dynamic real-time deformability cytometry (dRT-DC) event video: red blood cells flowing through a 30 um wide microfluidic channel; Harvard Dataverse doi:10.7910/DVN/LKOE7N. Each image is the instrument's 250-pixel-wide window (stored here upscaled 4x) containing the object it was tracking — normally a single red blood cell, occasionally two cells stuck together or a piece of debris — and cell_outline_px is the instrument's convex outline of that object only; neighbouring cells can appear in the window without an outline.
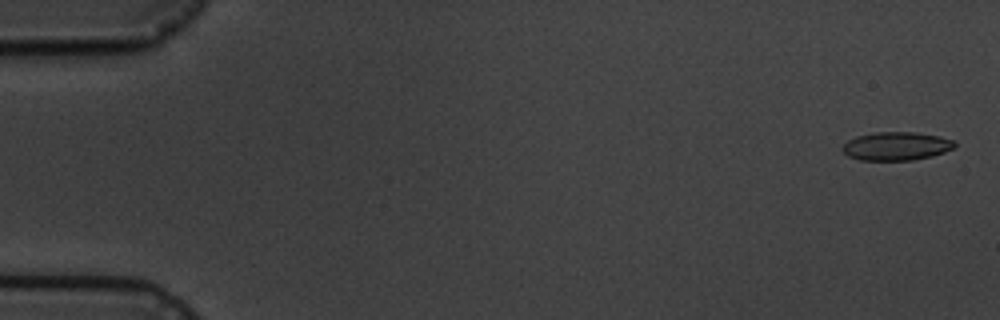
{"species": "common noctule bat (a hibernating species)", "species_latin": "Nyctalus noctula", "temperature_condition": "cold", "stored_images_in_passage": 9, "camera_frame_rate_fps": 3000, "um_per_image_px": 0.085, "animal": {"sex": "male", "body_mass_g": 19.5, "forearm_length_mm": 54.6}, "frame": {"image": 1, "passage_image": 1, "time_ms": 0.0, "image_size_px": [1000, 320], "cell_outline_px": [[956, 148], [932, 156], [912, 160], [860, 160], [848, 156], [840, 148], [848, 140], [856, 136], [876, 132], [916, 132], [940, 136], [956, 140]], "centroid_in_image_um": [76.22, 12.41], "position_along_channel_um": 8.8, "area_um2": 18.79}}
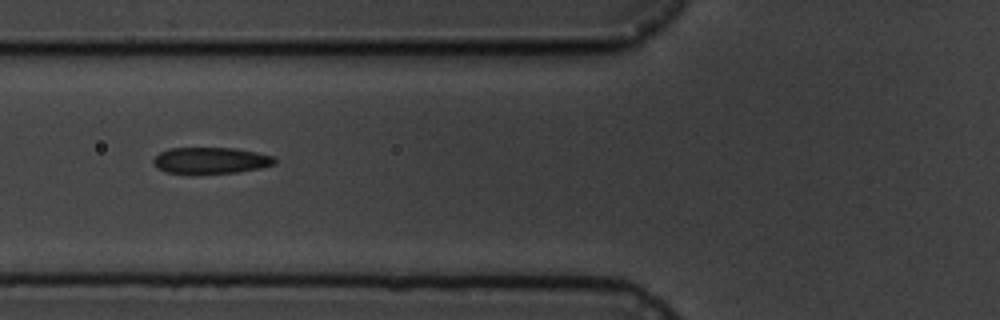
{"frame": {"image": 2, "passage_image": 7, "time_ms": 6.667, "image_size_px": [1000, 320], "cell_outline_px": [[276, 164], [260, 168], [236, 172], [192, 176], [164, 172], [156, 168], [152, 160], [160, 152], [168, 148], [236, 148], [276, 156]], "centroid_in_image_um": [17.88, 13.67], "position_along_channel_um": 107.9, "area_um2": 19.42}}
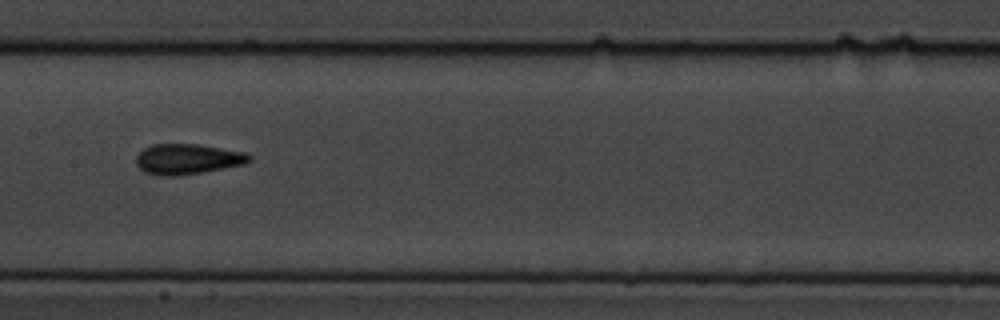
{"frame": {"image": 3, "passage_image": 9, "time_ms": 9.0, "image_size_px": [1000, 320], "cell_outline_px": [[252, 156], [244, 164], [200, 172], [172, 176], [160, 176], [144, 172], [136, 164], [136, 156], [144, 148], [152, 144], [200, 144], [248, 152]], "centroid_in_image_um": [15.93, 13.5], "position_along_channel_um": 191.5, "area_um2": 20.0}}